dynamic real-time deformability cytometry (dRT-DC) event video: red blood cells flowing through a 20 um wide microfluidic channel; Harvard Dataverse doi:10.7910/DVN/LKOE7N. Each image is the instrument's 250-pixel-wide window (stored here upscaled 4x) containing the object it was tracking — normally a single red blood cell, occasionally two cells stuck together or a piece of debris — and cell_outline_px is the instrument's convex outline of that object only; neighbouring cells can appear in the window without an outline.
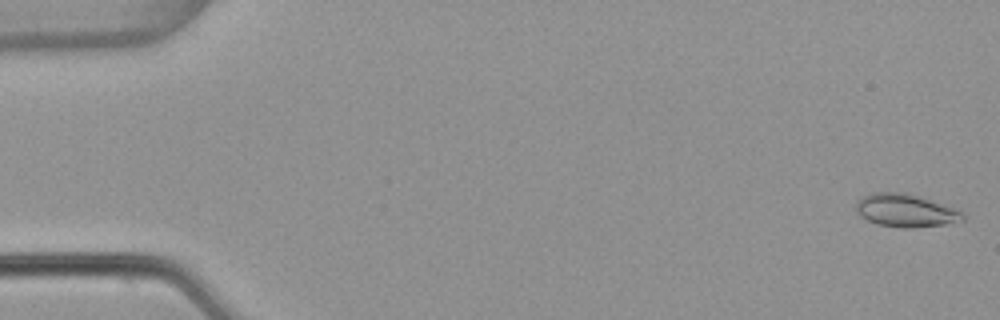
{"species": "common noctule bat (a hibernating species)", "species_latin": "Nyctalus noctula", "temperature_condition": "warm", "stored_images_in_passage": 53, "camera_frame_rate_fps": 3000, "um_per_image_px": 0.085, "animal": {"sex": "female", "body_mass_g": 22.7, "forearm_length_mm": 54.2}, "frame": {"image": 1, "passage_image": 1, "time_ms": 0.0, "image_size_px": [1000, 320], "cell_outline_px": [[964, 220], [944, 224], [912, 228], [900, 228], [876, 224], [860, 216], [856, 212], [856, 200], [872, 192], [908, 192], [964, 212]], "centroid_in_image_um": [76.94, 17.89], "position_along_channel_um": 8.1, "area_um2": 20.58}}
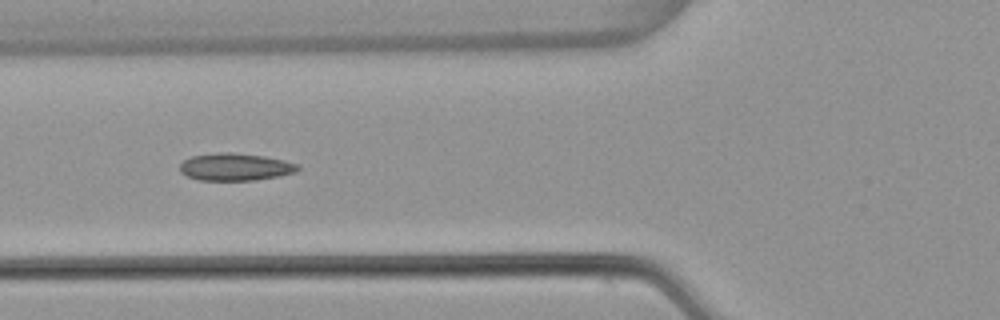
{"frame": {"image": 2, "passage_image": 20, "time_ms": 6.333, "image_size_px": [1000, 320], "cell_outline_px": [[300, 168], [296, 172], [280, 176], [256, 180], [200, 180], [188, 176], [180, 172], [180, 164], [184, 160], [192, 156], [216, 152], [232, 152], [264, 156], [284, 160], [300, 164]], "centroid_in_image_um": [20.03, 14.18], "position_along_channel_um": 105.8, "area_um2": 18.96}}
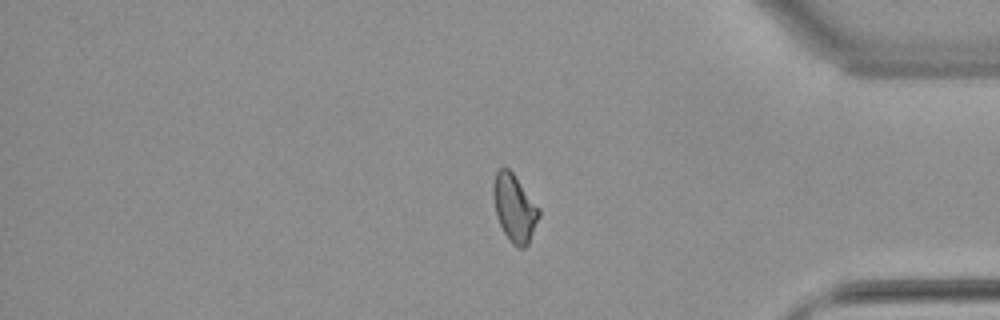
{"frame": {"image": 3, "passage_image": 44, "time_ms": 14.333, "image_size_px": [1000, 320], "cell_outline_px": [[540, 216], [528, 244], [524, 248], [516, 248], [512, 244], [504, 232], [496, 216], [492, 196], [492, 184], [496, 172], [500, 168], [508, 168], [512, 172], [540, 208]], "centroid_in_image_um": [43.72, 17.69], "position_along_channel_um": 391.5, "area_um2": 18.03}, "authors_computed_cell_mechanics": {"area_um2": 18.1492, "velocity_mm_per_s": 3.8569, "shape_relaxation_time_tau1_ms": 7.4724, "shape_relaxation_time_tau2_ms": 1.8346, "deformation_change_tau1": 0.1733, "deformation_change_tau2": 0.0872}}